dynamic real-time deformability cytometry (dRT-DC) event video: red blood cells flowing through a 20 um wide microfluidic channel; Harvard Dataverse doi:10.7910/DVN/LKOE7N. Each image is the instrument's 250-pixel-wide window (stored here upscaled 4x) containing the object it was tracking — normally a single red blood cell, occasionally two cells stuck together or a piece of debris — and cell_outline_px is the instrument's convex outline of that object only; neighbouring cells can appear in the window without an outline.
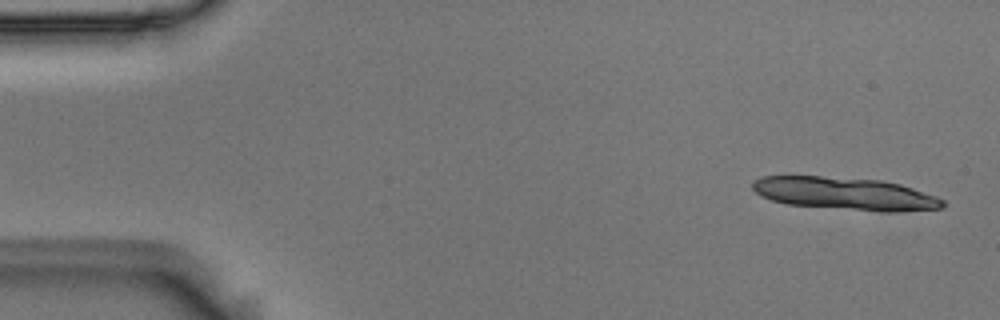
{"species": "Egyptian fruit bat (a non-hibernating species)", "species_latin": "Rousettus aegyptiacus", "temperature_condition": "room temperature", "stored_images_in_passage": 5, "camera_frame_rate_fps": 3000, "um_per_image_px": 0.085, "animal": {"sex": "male"}, "frame": {"image": 1, "passage_image": 1, "time_ms": 0.0, "image_size_px": [1000, 320], "cell_outline_px": [[944, 208], [900, 212], [884, 212], [788, 204], [772, 200], [760, 196], [752, 188], [752, 180], [764, 176], [820, 176], [884, 180], [900, 184], [936, 196], [944, 200]], "centroid_in_image_um": [71.85, 16.46], "position_along_channel_um": 13.2, "area_um2": 36.3}}